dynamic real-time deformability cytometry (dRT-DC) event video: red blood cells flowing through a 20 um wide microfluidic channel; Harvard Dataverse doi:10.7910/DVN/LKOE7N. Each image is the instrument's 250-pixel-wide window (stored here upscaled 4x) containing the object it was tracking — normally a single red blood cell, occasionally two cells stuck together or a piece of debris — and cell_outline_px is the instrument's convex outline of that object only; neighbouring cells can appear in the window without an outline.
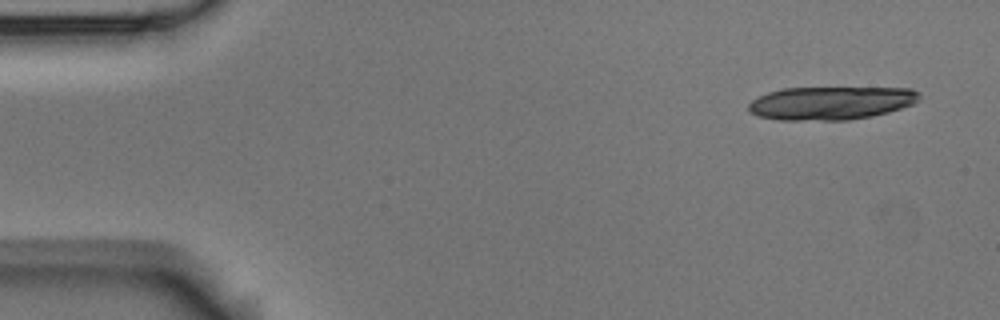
{"species": "Egyptian fruit bat (a non-hibernating species)", "species_latin": "Rousettus aegyptiacus", "temperature_condition": "room temperature", "stored_images_in_passage": 4, "camera_frame_rate_fps": 3000, "um_per_image_px": 0.085, "animal": {"sex": "male"}, "frame": {"image": 1, "passage_image": 1, "time_ms": 0.0, "image_size_px": [1000, 320], "cell_outline_px": [[920, 96], [912, 104], [888, 112], [872, 116], [848, 120], [780, 120], [756, 116], [748, 112], [748, 104], [752, 100], [768, 92], [784, 88], [912, 88], [920, 92]], "centroid_in_image_um": [70.59, 8.76], "position_along_channel_um": 14.4, "area_um2": 33.12}}